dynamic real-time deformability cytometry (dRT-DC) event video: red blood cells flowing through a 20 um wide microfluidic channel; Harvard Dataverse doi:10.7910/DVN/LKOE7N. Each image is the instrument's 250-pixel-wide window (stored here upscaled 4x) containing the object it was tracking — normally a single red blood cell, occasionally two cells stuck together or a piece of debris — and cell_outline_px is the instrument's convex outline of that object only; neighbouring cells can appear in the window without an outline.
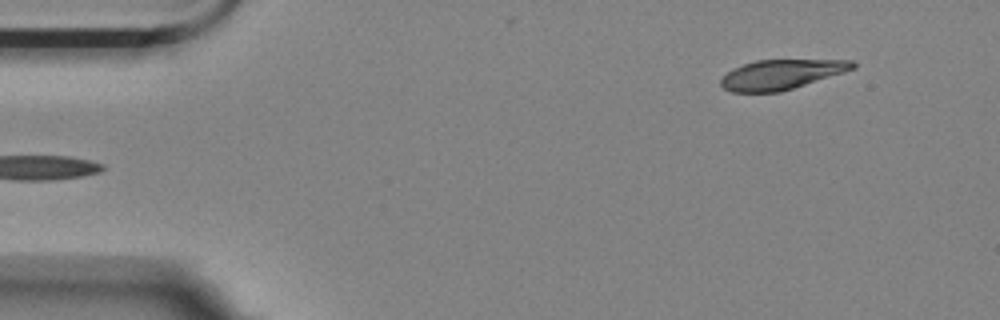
{"species": "Egyptian fruit bat (a non-hibernating species)", "species_latin": "Rousettus aegyptiacus", "temperature_condition": "room temperature", "stored_images_in_passage": 4, "camera_frame_rate_fps": 3000, "um_per_image_px": 0.085, "animal": {"sex": "female"}, "frame": {"image": 1, "passage_image": 4, "time_ms": 3.667, "image_size_px": [1000, 320], "cell_outline_px": [[856, 68], [844, 72], [780, 92], [732, 92], [724, 88], [720, 84], [720, 80], [732, 68], [756, 60], [852, 60], [856, 64]], "centroid_in_image_um": [66.4, 6.32], "position_along_channel_um": 18.6, "area_um2": 22.66}}